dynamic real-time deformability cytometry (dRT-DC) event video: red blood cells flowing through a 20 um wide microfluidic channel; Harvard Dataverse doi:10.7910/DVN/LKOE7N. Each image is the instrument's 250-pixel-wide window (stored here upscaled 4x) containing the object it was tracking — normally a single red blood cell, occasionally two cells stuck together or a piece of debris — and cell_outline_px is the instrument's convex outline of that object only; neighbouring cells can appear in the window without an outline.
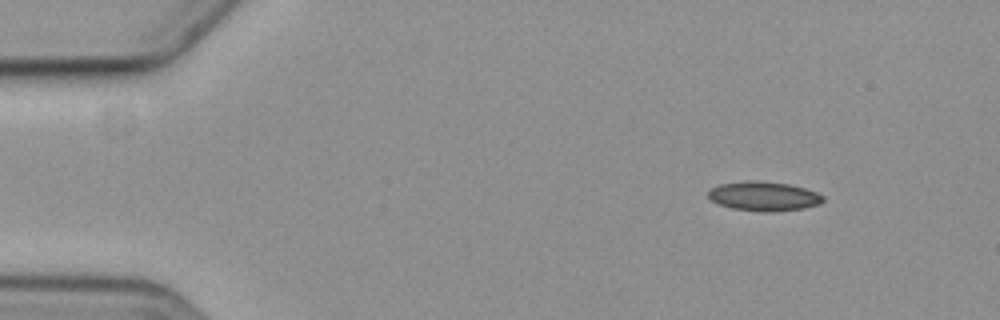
{"species": "common noctule bat (a hibernating species)", "species_latin": "Nyctalus noctula", "temperature_condition": "cold", "stored_images_in_passage": 5, "camera_frame_rate_fps": 3000, "um_per_image_px": 0.085, "animal": {"sex": "female", "body_mass_g": 19.3, "forearm_length_mm": 54.1}, "frame": {"image": 1, "passage_image": 2, "time_ms": 1.0, "image_size_px": [1000, 320], "cell_outline_px": [[824, 200], [820, 204], [804, 208], [768, 212], [764, 212], [732, 208], [720, 204], [712, 200], [708, 196], [708, 192], [712, 188], [720, 184], [788, 184], [804, 188], [816, 192], [824, 196]], "centroid_in_image_um": [64.99, 16.74], "position_along_channel_um": 20.0, "area_um2": 18.38}}
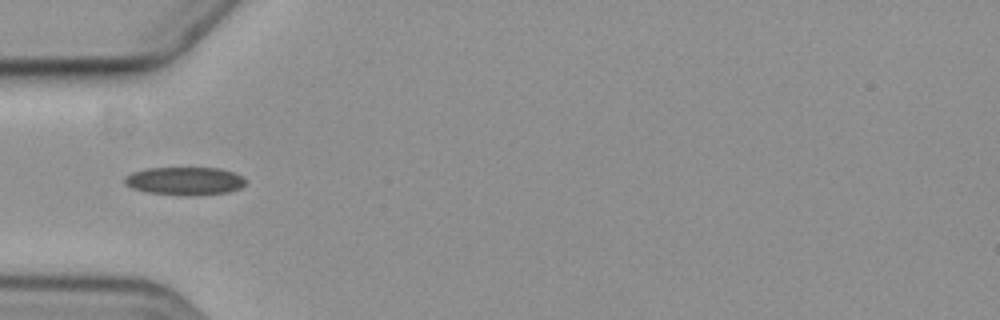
{"frame": {"image": 2, "passage_image": 5, "time_ms": 5.0, "image_size_px": [1000, 320], "cell_outline_px": [[244, 184], [240, 188], [228, 192], [192, 196], [180, 196], [148, 192], [132, 188], [124, 184], [124, 176], [132, 172], [148, 168], [220, 168], [244, 176]], "centroid_in_image_um": [15.68, 15.39], "position_along_channel_um": 69.3, "area_um2": 19.94}}